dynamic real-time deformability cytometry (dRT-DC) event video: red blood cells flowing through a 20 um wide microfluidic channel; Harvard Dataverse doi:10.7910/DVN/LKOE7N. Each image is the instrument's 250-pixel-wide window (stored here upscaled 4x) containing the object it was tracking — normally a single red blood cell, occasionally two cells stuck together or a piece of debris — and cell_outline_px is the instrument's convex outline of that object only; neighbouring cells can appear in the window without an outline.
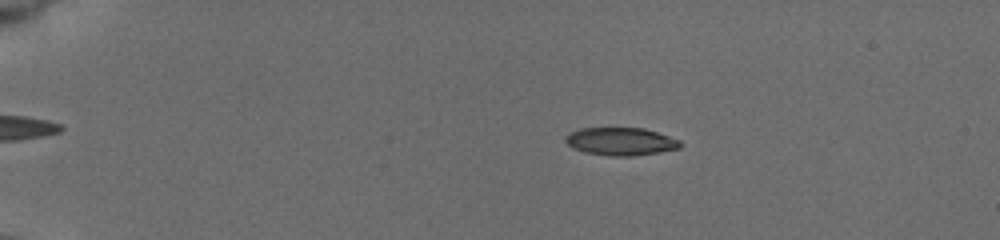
{"species": "common noctule bat (a hibernating species)", "species_latin": "Nyctalus noctula", "temperature_condition": "cold", "stored_images_in_passage": 14, "camera_frame_rate_fps": 3000, "um_per_image_px": 0.085, "animal": {"sex": "female", "body_mass_g": 19.5, "forearm_length_mm": 54.1}, "frame": {"image": 1, "passage_image": 10, "time_ms": 3.0, "image_size_px": [1000, 240], "cell_outline_px": [[684, 144], [680, 148], [632, 156], [608, 156], [584, 152], [572, 148], [564, 140], [564, 136], [580, 128], [644, 128], [680, 140]], "centroid_in_image_um": [52.74, 12.02], "position_along_channel_um": 32.3, "area_um2": 18.61}}
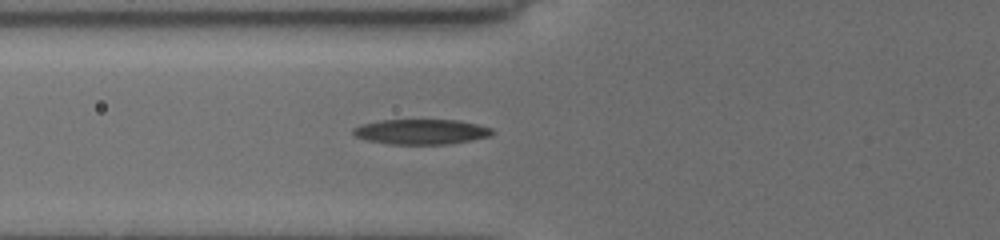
{"frame": {"image": 2, "passage_image": 14, "time_ms": 4.333, "image_size_px": [1000, 240], "cell_outline_px": [[496, 132], [488, 136], [472, 140], [448, 144], [388, 144], [368, 140], [352, 136], [352, 128], [364, 124], [380, 120], [456, 120], [476, 124], [492, 128]], "centroid_in_image_um": [35.78, 11.2], "position_along_channel_um": 90.0, "area_um2": 20.35}}